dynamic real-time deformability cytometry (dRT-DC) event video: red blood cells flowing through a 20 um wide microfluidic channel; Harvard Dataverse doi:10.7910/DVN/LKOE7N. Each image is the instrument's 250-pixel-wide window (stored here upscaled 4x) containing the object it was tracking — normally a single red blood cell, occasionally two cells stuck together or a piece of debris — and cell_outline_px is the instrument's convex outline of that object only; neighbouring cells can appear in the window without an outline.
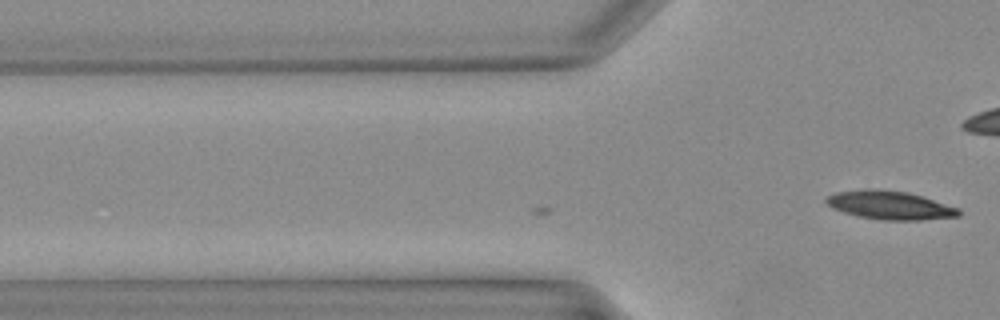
{"species": "Egyptian fruit bat (a non-hibernating species)", "species_latin": "Rousettus aegyptiacus", "temperature_condition": "warm", "stored_images_in_passage": 2, "camera_frame_rate_fps": 3000, "um_per_image_px": 0.085, "animal": {"sex": "female"}, "frame": {"image": 1, "passage_image": 2, "time_ms": 0.333, "image_size_px": [1000, 320], "cell_outline_px": [[960, 216], [920, 220], [884, 220], [860, 216], [844, 212], [832, 208], [824, 200], [828, 196], [836, 192], [864, 188], [876, 188], [908, 192], [924, 196], [960, 208]], "centroid_in_image_um": [75.67, 17.42], "position_along_channel_um": 50.1, "area_um2": 22.2}}